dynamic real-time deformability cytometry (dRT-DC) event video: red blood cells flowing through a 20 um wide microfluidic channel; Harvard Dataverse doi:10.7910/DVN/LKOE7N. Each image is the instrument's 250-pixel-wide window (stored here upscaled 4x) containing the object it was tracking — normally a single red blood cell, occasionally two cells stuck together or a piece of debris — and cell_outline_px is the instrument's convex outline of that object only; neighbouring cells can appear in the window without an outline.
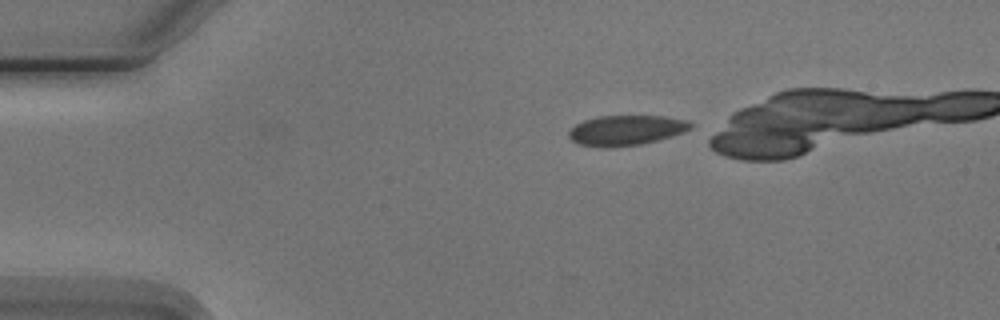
{"species": "Egyptian fruit bat (a non-hibernating species)", "species_latin": "Rousettus aegyptiacus", "temperature_condition": "cold", "stored_images_in_passage": 5, "camera_frame_rate_fps": 3000, "um_per_image_px": 0.085, "animal": {"sex": "male"}, "frame": {"image": 1, "passage_image": 1, "time_ms": 0.0, "image_size_px": [1000, 320], "cell_outline_px": [[696, 124], [692, 128], [684, 132], [672, 136], [640, 144], [604, 148], [576, 144], [568, 136], [568, 132], [576, 124], [584, 120], [600, 116], [664, 116], [688, 120]], "centroid_in_image_um": [53.24, 11.07], "position_along_channel_um": 31.8, "area_um2": 21.5}}
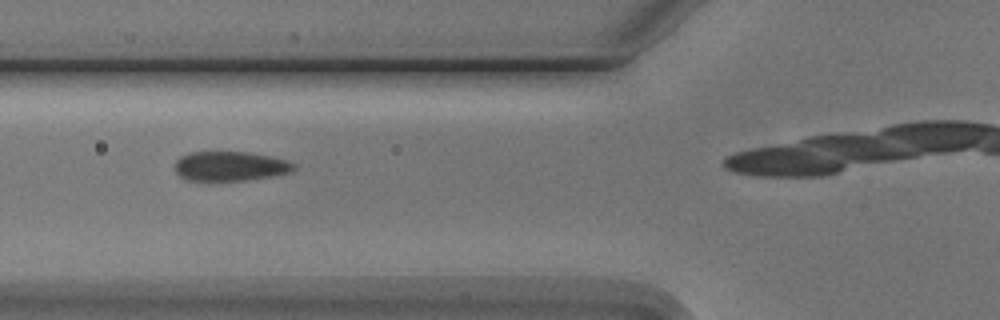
{"frame": {"image": 2, "passage_image": 4, "time_ms": 3.333, "image_size_px": [1000, 320], "cell_outline_px": [[296, 168], [292, 172], [276, 176], [248, 180], [188, 180], [180, 176], [176, 172], [176, 160], [180, 156], [188, 152], [248, 152], [288, 160], [296, 164]], "centroid_in_image_um": [19.61, 14.12], "position_along_channel_um": 106.2, "area_um2": 20.58}}